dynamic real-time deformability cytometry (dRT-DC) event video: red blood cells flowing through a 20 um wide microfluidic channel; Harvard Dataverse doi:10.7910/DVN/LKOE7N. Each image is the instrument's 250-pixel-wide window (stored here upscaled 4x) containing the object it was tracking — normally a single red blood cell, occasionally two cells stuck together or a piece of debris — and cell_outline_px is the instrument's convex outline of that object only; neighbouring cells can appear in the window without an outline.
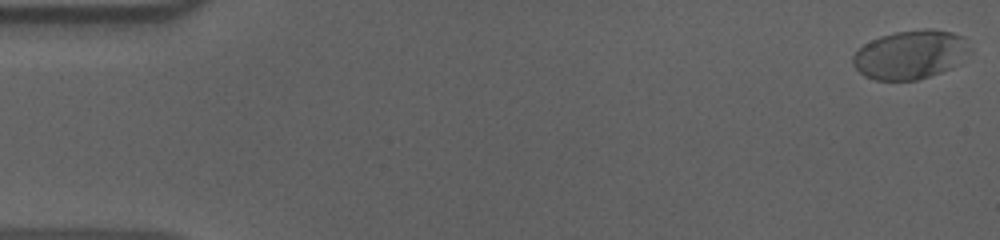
{"species": "human", "species_latin": "Homo sapiens", "temperature_condition": "cold", "stored_images_in_passage": 58, "camera_frame_rate_fps": 3000, "um_per_image_px": 0.085, "donor": {"sex": "male"}, "frame": {"image": 1, "passage_image": 2, "time_ms": 0.333, "image_size_px": [1000, 240], "cell_outline_px": [[972, 52], [952, 68], [916, 80], [876, 80], [864, 76], [852, 64], [852, 56], [864, 44], [880, 36], [896, 32], [924, 28], [932, 28], [952, 32], [964, 36], [972, 48]], "centroid_in_image_um": [77.43, 4.63], "position_along_channel_um": 7.6, "area_um2": 33.58}}
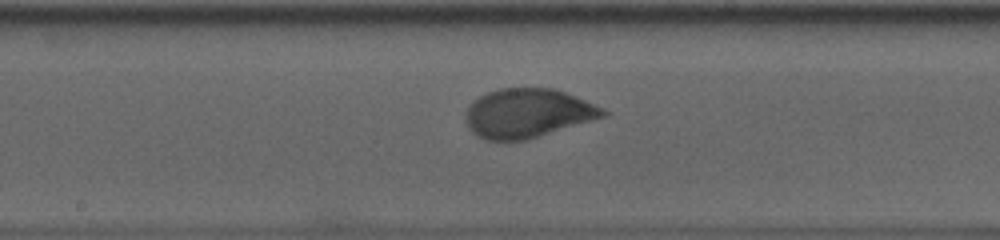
{"frame": {"image": 2, "passage_image": 31, "time_ms": 10.0, "image_size_px": [1000, 240], "cell_outline_px": [[608, 116], [524, 140], [484, 140], [476, 136], [468, 128], [464, 120], [464, 116], [472, 100], [488, 92], [500, 88], [556, 88], [576, 96], [604, 108], [608, 112]], "centroid_in_image_um": [44.84, 9.62], "position_along_channel_um": 203.4, "area_um2": 39.48}}
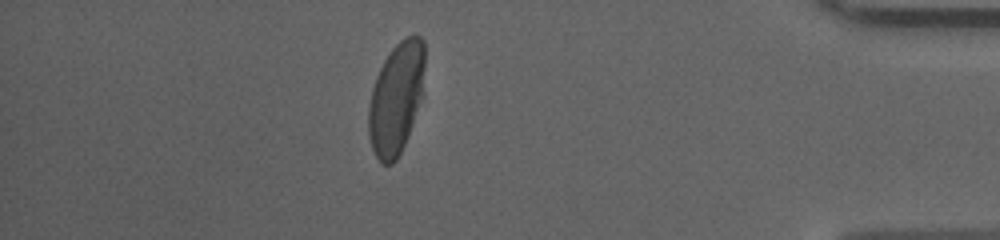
{"frame": {"image": 3, "passage_image": 51, "time_ms": 16.667, "image_size_px": [1000, 240], "cell_outline_px": [[424, 96], [404, 144], [396, 160], [392, 164], [380, 164], [372, 148], [368, 136], [368, 108], [372, 88], [376, 76], [388, 52], [404, 36], [420, 36], [424, 40]], "centroid_in_image_um": [33.68, 8.35], "position_along_channel_um": 401.5, "area_um2": 37.05}, "authors_computed_cell_mechanics": {"area_um2": 38.0613, "velocity_mm_per_s": 3.5866, "shape_relaxation_time_tau1_ms": 4.8574, "shape_relaxation_time_tau2_ms": null, "deformation_change_tau1": 0.1843, "deformation_change_tau2": null}}